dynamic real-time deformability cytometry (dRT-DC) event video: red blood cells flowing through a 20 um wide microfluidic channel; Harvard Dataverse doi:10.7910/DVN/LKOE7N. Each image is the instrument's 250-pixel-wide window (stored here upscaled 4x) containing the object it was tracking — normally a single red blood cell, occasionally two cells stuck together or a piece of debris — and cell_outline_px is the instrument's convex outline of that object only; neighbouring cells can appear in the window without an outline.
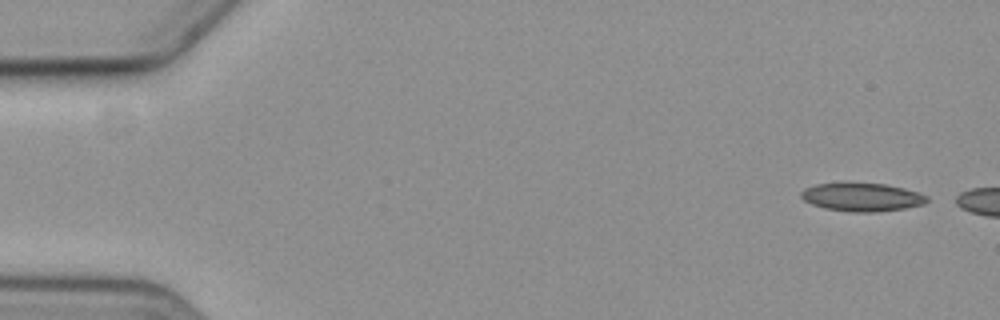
{"species": "common noctule bat (a hibernating species)", "species_latin": "Nyctalus noctula", "temperature_condition": "cold", "stored_images_in_passage": 2, "camera_frame_rate_fps": 3000, "um_per_image_px": 0.085, "animal": {"sex": "female", "body_mass_g": 19.3, "forearm_length_mm": 54.1}, "frame": {"image": 1, "passage_image": 1, "time_ms": 0.0, "image_size_px": [1000, 320], "cell_outline_px": [[928, 200], [924, 204], [904, 208], [876, 212], [852, 212], [824, 208], [812, 204], [804, 200], [800, 196], [800, 192], [804, 188], [816, 184], [884, 184], [904, 188], [920, 192], [928, 196]], "centroid_in_image_um": [73.28, 16.77], "position_along_channel_um": 11.7, "area_um2": 20.52}}